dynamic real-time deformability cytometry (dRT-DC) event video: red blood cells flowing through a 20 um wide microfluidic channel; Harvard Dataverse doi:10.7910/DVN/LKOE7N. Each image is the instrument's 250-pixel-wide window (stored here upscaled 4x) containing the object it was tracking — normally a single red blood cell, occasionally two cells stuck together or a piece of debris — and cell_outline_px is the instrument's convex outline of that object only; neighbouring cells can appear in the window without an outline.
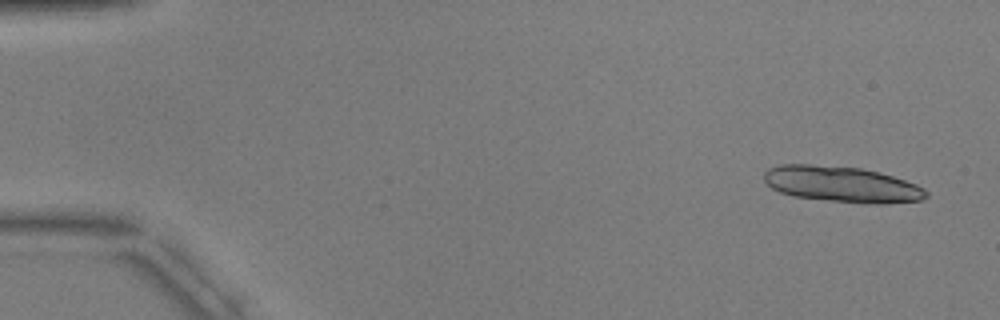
{"species": "common noctule bat (a hibernating species)", "species_latin": "Nyctalus noctula", "temperature_condition": "warm", "stored_images_in_passage": 6, "camera_frame_rate_fps": 3000, "um_per_image_px": 0.085, "animal": {"sex": "male", "body_mass_g": 17.9, "forearm_length_mm": 54.2}, "frame": {"image": 1, "passage_image": 1, "time_ms": 0.0, "image_size_px": [1000, 320], "cell_outline_px": [[928, 196], [920, 200], [888, 204], [864, 204], [792, 196], [780, 192], [772, 188], [764, 180], [764, 172], [768, 168], [780, 164], [808, 164], [860, 168], [880, 172], [916, 184], [924, 188], [928, 192]], "centroid_in_image_um": [71.56, 15.67], "position_along_channel_um": 13.4, "area_um2": 34.04}}